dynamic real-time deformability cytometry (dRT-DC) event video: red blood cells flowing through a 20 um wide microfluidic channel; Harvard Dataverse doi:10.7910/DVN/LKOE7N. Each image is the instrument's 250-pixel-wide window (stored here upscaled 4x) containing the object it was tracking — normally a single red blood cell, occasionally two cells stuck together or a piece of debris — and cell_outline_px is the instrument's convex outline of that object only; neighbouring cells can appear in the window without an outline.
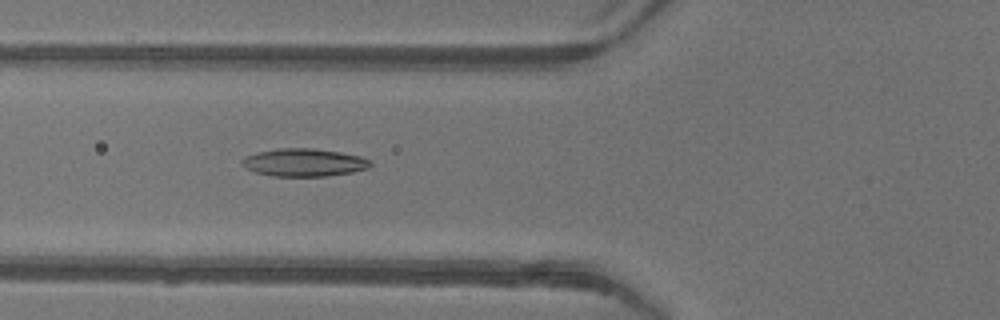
{"species": "common noctule bat (a hibernating species)", "species_latin": "Nyctalus noctula", "temperature_condition": "warm", "stored_images_in_passage": 50, "camera_frame_rate_fps": 3000, "um_per_image_px": 0.085, "animal": {"sex": "female"}, "frame": {"image": 1, "passage_image": 20, "time_ms": 6.333, "image_size_px": [1000, 320], "cell_outline_px": [[372, 164], [368, 168], [352, 172], [324, 176], [272, 176], [256, 172], [244, 168], [240, 164], [240, 160], [244, 156], [256, 152], [280, 148], [316, 148], [340, 152], [360, 156], [368, 160]], "centroid_in_image_um": [25.77, 13.8], "position_along_channel_um": 100.0, "area_um2": 20.92}}
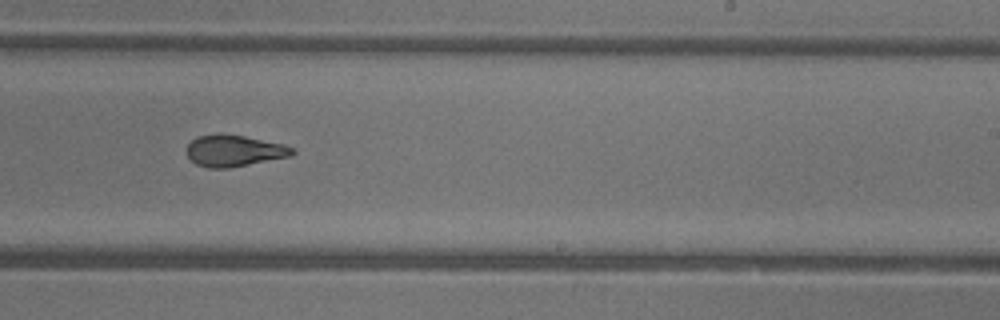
{"frame": {"image": 2, "passage_image": 32, "time_ms": 10.333, "image_size_px": [1000, 320], "cell_outline_px": [[296, 152], [292, 156], [228, 168], [208, 168], [196, 164], [188, 156], [188, 144], [196, 136], [244, 136], [284, 144], [292, 148]], "centroid_in_image_um": [19.94, 12.85], "position_along_channel_um": 269.1, "area_um2": 18.79}}
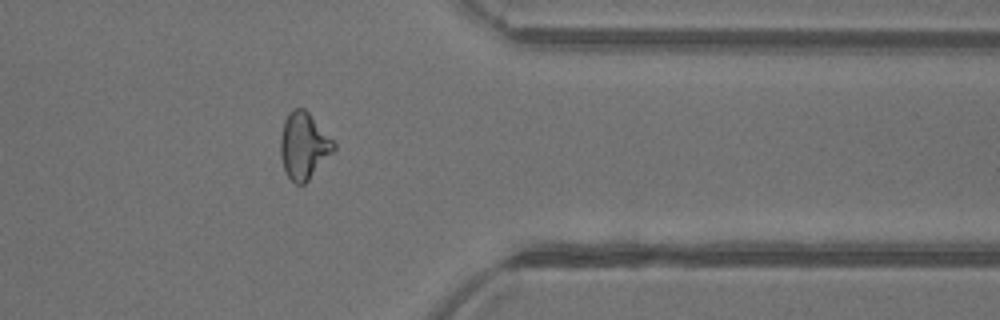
{"frame": {"image": 3, "passage_image": 41, "time_ms": 13.333, "image_size_px": [1000, 320], "cell_outline_px": [[336, 148], [308, 180], [304, 184], [296, 184], [288, 176], [284, 168], [280, 156], [280, 136], [284, 120], [288, 112], [292, 108], [304, 108], [308, 112], [336, 144]], "centroid_in_image_um": [25.79, 12.37], "position_along_channel_um": 385.6, "area_um2": 20.46}, "authors_computed_cell_mechanics": {"area_um2": 20.4612, "velocity_mm_per_s": 4.2154, "shape_relaxation_time_tau1_ms": 4.8978, "shape_relaxation_time_tau2_ms": 2.2182, "deformation_change_tau1": 0.1928, "deformation_change_tau2": 0.1064}}